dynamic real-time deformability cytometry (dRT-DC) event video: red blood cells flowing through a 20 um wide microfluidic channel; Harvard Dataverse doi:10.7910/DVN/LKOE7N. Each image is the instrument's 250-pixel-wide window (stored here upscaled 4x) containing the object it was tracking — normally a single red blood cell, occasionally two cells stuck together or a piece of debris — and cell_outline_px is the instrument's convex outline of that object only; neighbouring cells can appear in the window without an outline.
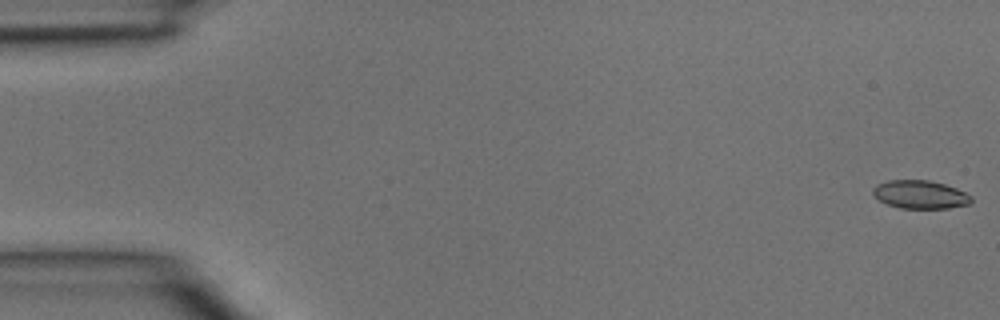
{"species": "common noctule bat (a hibernating species)", "species_latin": "Nyctalus noctula", "temperature_condition": "room temperature", "stored_images_in_passage": 4, "camera_frame_rate_fps": 3000, "um_per_image_px": 0.085, "animal": {"sex": "male", "body_mass_g": 15.6}, "frame": {"image": 1, "passage_image": 1, "time_ms": 0.0, "image_size_px": [1000, 320], "cell_outline_px": [[972, 200], [968, 204], [948, 208], [900, 208], [888, 204], [880, 200], [872, 192], [872, 188], [876, 184], [888, 180], [928, 180], [944, 184], [956, 188], [972, 196]], "centroid_in_image_um": [78.2, 16.52], "position_along_channel_um": 6.8, "area_um2": 16.07}}
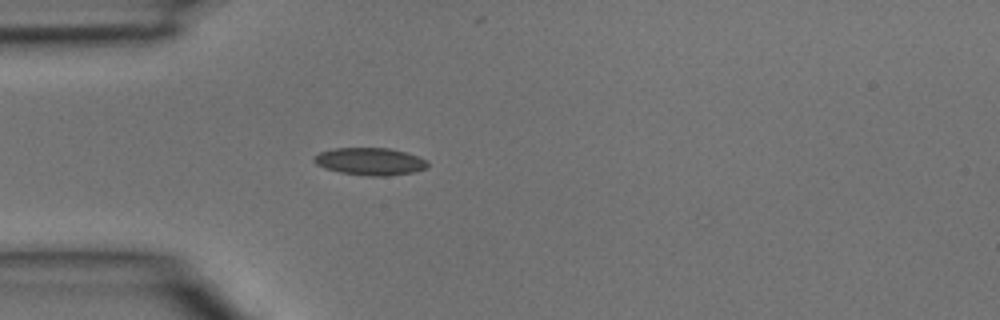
{"frame": {"image": 2, "passage_image": 4, "time_ms": 1.0, "image_size_px": [1000, 320], "cell_outline_px": [[428, 168], [412, 172], [384, 176], [368, 176], [340, 172], [324, 168], [316, 164], [312, 160], [320, 152], [336, 148], [388, 148], [404, 152], [428, 160]], "centroid_in_image_um": [31.45, 13.72], "position_along_channel_um": 53.5, "area_um2": 17.98}}